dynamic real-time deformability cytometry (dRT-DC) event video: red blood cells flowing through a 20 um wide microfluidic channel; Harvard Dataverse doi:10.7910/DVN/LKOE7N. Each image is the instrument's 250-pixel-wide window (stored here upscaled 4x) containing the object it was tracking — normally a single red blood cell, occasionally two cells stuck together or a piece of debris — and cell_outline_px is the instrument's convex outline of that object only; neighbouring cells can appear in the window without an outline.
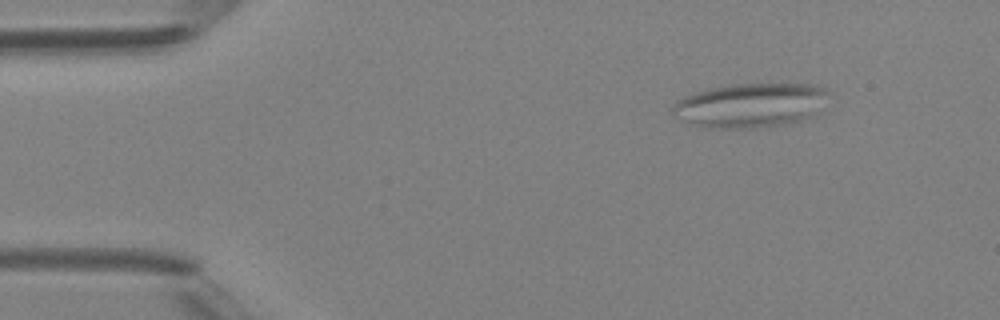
{"species": "Egyptian fruit bat (a non-hibernating species)", "species_latin": "Rousettus aegyptiacus", "temperature_condition": "room temperature", "stored_images_in_passage": 3, "camera_frame_rate_fps": 3000, "um_per_image_px": 0.085, "animal": {"sex": "female"}, "frame": {"image": 1, "passage_image": 1, "time_ms": 0.0, "image_size_px": [1000, 320], "cell_outline_px": [[828, 92], [812, 116], [800, 120], [784, 124], [752, 128], [704, 128], [680, 120], [672, 116], [672, 108], [676, 100], [684, 96], [708, 88], [732, 84], [808, 84], [820, 88]], "centroid_in_image_um": [63.65, 8.96], "position_along_channel_um": 21.4, "area_um2": 39.88}}